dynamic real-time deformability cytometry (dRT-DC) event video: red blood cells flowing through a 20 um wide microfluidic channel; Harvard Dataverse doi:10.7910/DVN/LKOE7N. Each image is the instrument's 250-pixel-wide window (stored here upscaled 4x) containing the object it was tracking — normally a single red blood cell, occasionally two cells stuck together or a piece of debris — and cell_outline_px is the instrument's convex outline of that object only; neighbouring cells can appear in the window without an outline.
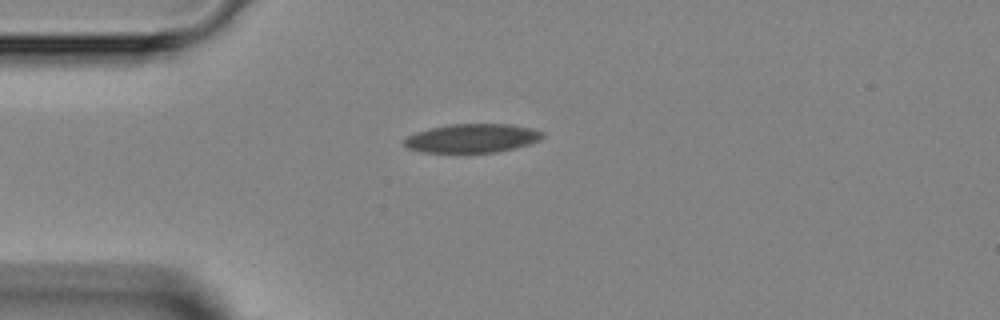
{"species": "Egyptian fruit bat (a non-hibernating species)", "species_latin": "Rousettus aegyptiacus", "temperature_condition": "room temperature", "stored_images_in_passage": 2, "camera_frame_rate_fps": 3000, "um_per_image_px": 0.085, "animal": {"sex": "female"}, "frame": {"image": 1, "passage_image": 1, "time_ms": 0.0, "image_size_px": [1000, 320], "cell_outline_px": [[544, 136], [540, 140], [528, 144], [496, 152], [420, 152], [404, 148], [400, 140], [416, 132], [448, 124], [508, 124], [532, 128], [544, 132]], "centroid_in_image_um": [40.07, 11.75], "position_along_channel_um": 44.9, "area_um2": 23.29}}